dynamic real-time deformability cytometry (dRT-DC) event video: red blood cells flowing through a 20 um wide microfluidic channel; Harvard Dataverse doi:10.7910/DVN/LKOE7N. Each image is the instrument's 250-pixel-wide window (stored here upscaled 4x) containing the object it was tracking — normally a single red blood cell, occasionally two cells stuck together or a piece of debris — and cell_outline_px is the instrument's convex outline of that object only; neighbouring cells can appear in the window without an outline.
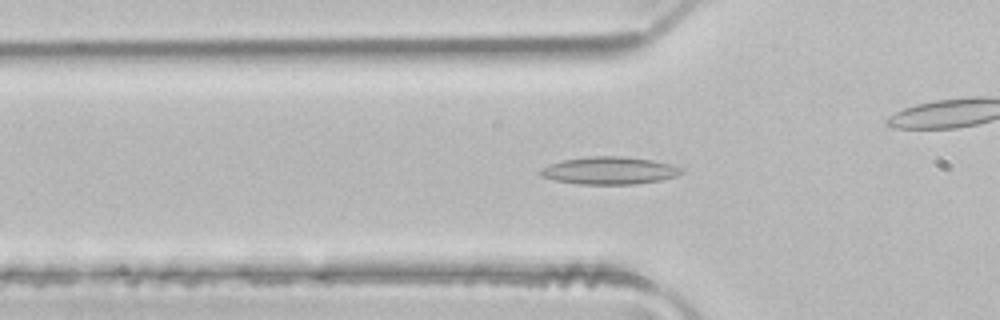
{"species": "common noctule bat (a hibernating species)", "species_latin": "Nyctalus noctula", "temperature_condition": "room temperature", "stored_images_in_passage": 49, "camera_frame_rate_fps": 3000, "um_per_image_px": 0.085, "animal": {"sex": "male", "body_mass_g": 21.5, "forearm_length_mm": 52.0}, "frame": {"image": 1, "passage_image": 15, "time_ms": 4.667, "image_size_px": [1000, 320], "cell_outline_px": [[684, 172], [676, 176], [660, 180], [636, 184], [580, 184], [556, 180], [540, 176], [540, 168], [548, 164], [564, 160], [588, 156], [620, 156], [652, 160], [668, 164], [680, 168]], "centroid_in_image_um": [51.76, 14.5], "position_along_channel_um": 74.0, "area_um2": 22.43}}
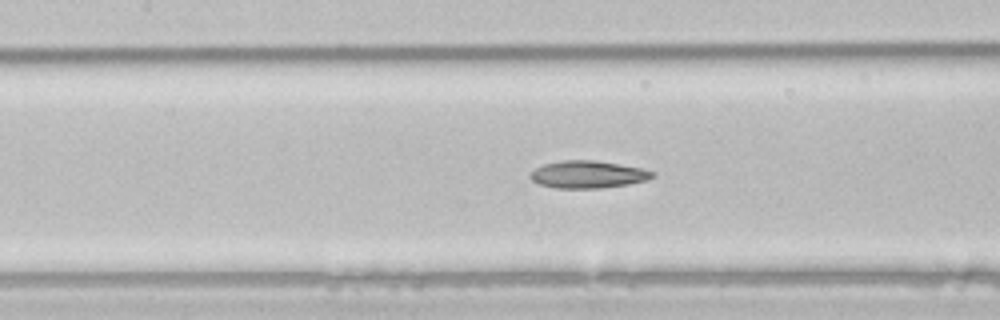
{"frame": {"image": 2, "passage_image": 21, "time_ms": 6.667, "image_size_px": [1000, 320], "cell_outline_px": [[656, 176], [648, 180], [628, 184], [600, 188], [556, 188], [540, 184], [532, 180], [528, 176], [536, 168], [544, 164], [560, 160], [592, 160], [644, 168], [656, 172]], "centroid_in_image_um": [50.01, 14.82], "position_along_channel_um": 157.4, "area_um2": 19.54}}
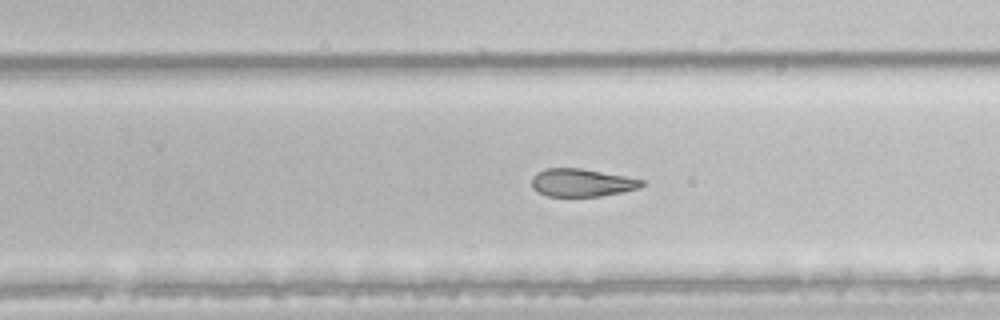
{"frame": {"image": 3, "passage_image": 30, "time_ms": 9.667, "image_size_px": [1000, 320], "cell_outline_px": [[644, 184], [640, 188], [600, 196], [548, 196], [536, 192], [532, 188], [532, 176], [536, 172], [544, 168], [580, 168], [624, 176], [644, 180]], "centroid_in_image_um": [49.4, 15.52], "position_along_channel_um": 280.4, "area_um2": 17.86}, "authors_computed_cell_mechanics": {"area_um2": 21.5016, "velocity_mm_per_s": 4.1137, "shape_relaxation_time_tau1_ms": null, "shape_relaxation_time_tau2_ms": 6.9407, "deformation_change_tau1": null, "deformation_change_tau2": 0.1701}}